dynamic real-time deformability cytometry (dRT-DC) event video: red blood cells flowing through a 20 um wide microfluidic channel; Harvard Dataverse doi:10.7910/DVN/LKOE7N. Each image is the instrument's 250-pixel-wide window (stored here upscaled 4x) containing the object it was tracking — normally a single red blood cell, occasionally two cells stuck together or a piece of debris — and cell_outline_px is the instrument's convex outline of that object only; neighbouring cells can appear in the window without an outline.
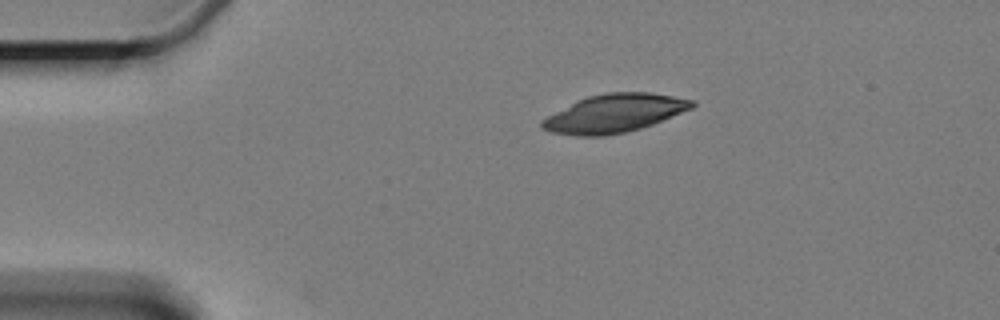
{"species": "Egyptian fruit bat (a non-hibernating species)", "species_latin": "Rousettus aegyptiacus", "temperature_condition": "cold", "stored_images_in_passage": 5, "camera_frame_rate_fps": 3000, "um_per_image_px": 0.085, "animal": {"sex": "female"}, "frame": {"image": 1, "passage_image": 5, "time_ms": 5.667, "image_size_px": [1000, 320], "cell_outline_px": [[696, 104], [692, 108], [652, 124], [640, 128], [624, 132], [604, 136], [576, 136], [552, 132], [540, 128], [540, 120], [588, 96], [608, 92], [648, 92], [696, 100]], "centroid_in_image_um": [52.23, 9.64], "position_along_channel_um": 32.8, "area_um2": 33.0}}